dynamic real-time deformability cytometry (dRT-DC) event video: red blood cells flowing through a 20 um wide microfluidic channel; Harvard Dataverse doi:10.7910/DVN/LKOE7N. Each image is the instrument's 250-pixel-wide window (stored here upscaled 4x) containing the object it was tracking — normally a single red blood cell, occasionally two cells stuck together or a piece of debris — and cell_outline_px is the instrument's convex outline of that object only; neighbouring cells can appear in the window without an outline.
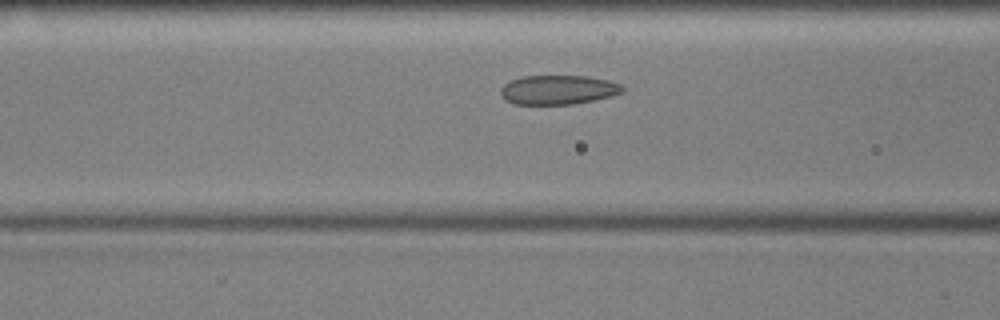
{"species": "common noctule bat (a hibernating species)", "species_latin": "Nyctalus noctula", "temperature_condition": "cold", "stored_images_in_passage": 45, "camera_frame_rate_fps": 3000, "um_per_image_px": 0.085, "animal": {"sex": "male", "body_mass_g": 17.9, "forearm_length_mm": 54.2}, "frame": {"image": 1, "passage_image": 11, "time_ms": 3.333, "image_size_px": [1000, 320], "cell_outline_px": [[624, 92], [612, 96], [572, 104], [512, 104], [504, 100], [500, 92], [500, 88], [504, 84], [512, 80], [524, 76], [588, 76], [608, 80], [620, 84], [624, 88]], "centroid_in_image_um": [47.43, 7.63], "position_along_channel_um": 119.2, "area_um2": 20.81}}
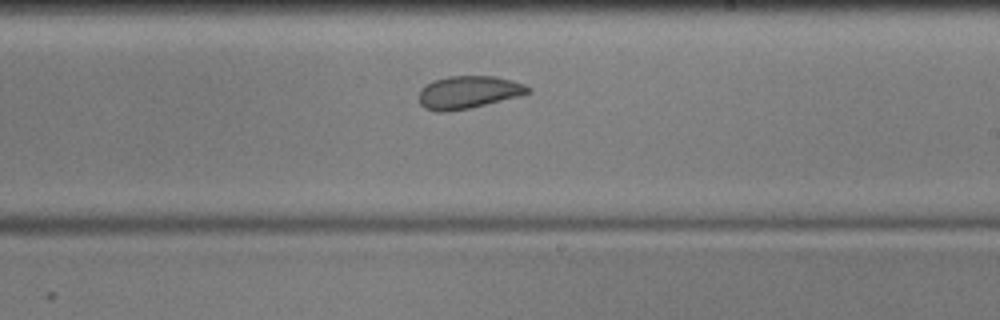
{"frame": {"image": 2, "passage_image": 22, "time_ms": 7.0, "image_size_px": [1000, 320], "cell_outline_px": [[532, 92], [520, 96], [472, 108], [444, 112], [436, 112], [424, 108], [420, 104], [420, 88], [424, 84], [432, 80], [448, 76], [496, 76], [512, 80], [524, 84], [532, 88]], "centroid_in_image_um": [39.82, 7.84], "position_along_channel_um": 249.2, "area_um2": 21.15}}
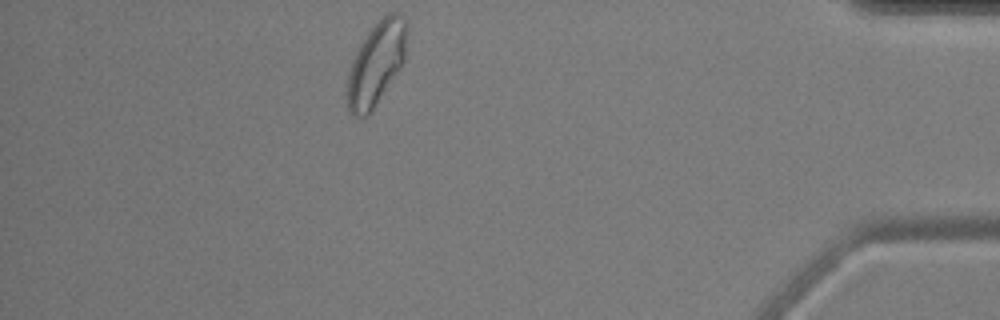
{"frame": {"image": 3, "passage_image": 39, "time_ms": 12.667, "image_size_px": [1000, 320], "cell_outline_px": [[408, 32], [404, 60], [400, 68], [372, 112], [368, 116], [352, 116], [348, 112], [348, 76], [352, 60], [360, 44], [368, 32], [388, 12], [396, 12], [404, 20], [408, 28]], "centroid_in_image_um": [31.99, 5.43], "position_along_channel_um": 403.2, "area_um2": 28.73}, "authors_computed_cell_mechanics": {"area_um2": 22.6576, "velocity_mm_per_s": 3.5508, "shape_relaxation_time_tau1_ms": null, "shape_relaxation_time_tau2_ms": 1.6578, "deformation_change_tau1": null, "deformation_change_tau2": 0.0691}}